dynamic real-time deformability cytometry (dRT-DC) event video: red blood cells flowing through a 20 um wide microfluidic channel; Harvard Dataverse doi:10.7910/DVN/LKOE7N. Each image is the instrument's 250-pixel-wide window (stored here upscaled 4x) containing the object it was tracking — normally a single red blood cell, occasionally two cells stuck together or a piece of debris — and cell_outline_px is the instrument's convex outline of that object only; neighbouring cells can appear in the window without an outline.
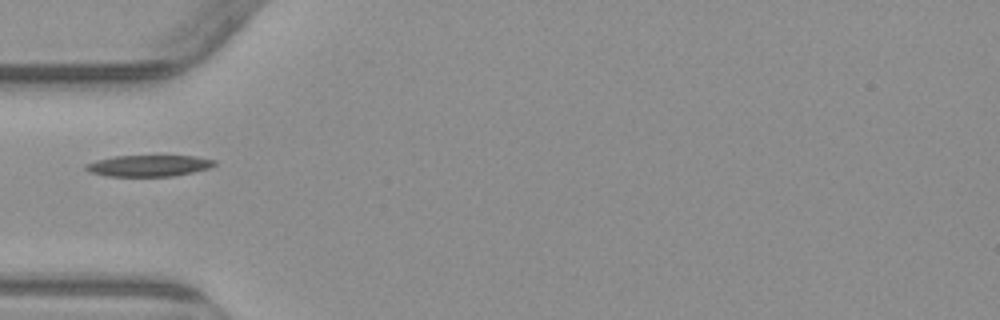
{"species": "common noctule bat (a hibernating species)", "species_latin": "Nyctalus noctula", "temperature_condition": "warm", "stored_images_in_passage": 5, "camera_frame_rate_fps": 3000, "um_per_image_px": 0.085, "animal": {"sex": "male", "body_mass_g": 23.1, "forearm_length_mm": 52.7}, "frame": {"image": 1, "passage_image": 4, "time_ms": 4.333, "image_size_px": [1000, 320], "cell_outline_px": [[216, 164], [208, 168], [192, 172], [172, 176], [108, 176], [88, 172], [84, 168], [84, 164], [96, 160], [112, 156], [196, 156], [216, 160]], "centroid_in_image_um": [12.6, 14.08], "position_along_channel_um": 72.4, "area_um2": 16.01}}
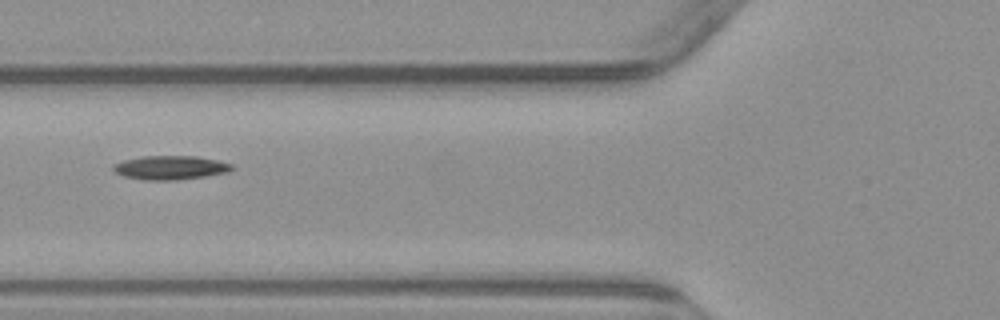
{"frame": {"image": 2, "passage_image": 5, "time_ms": 5.333, "image_size_px": [1000, 320], "cell_outline_px": [[236, 168], [228, 172], [204, 176], [176, 180], [144, 180], [124, 176], [116, 172], [112, 168], [112, 164], [124, 160], [140, 156], [196, 156], [220, 160], [232, 164]], "centroid_in_image_um": [14.5, 14.24], "position_along_channel_um": 111.3, "area_um2": 16.65}}